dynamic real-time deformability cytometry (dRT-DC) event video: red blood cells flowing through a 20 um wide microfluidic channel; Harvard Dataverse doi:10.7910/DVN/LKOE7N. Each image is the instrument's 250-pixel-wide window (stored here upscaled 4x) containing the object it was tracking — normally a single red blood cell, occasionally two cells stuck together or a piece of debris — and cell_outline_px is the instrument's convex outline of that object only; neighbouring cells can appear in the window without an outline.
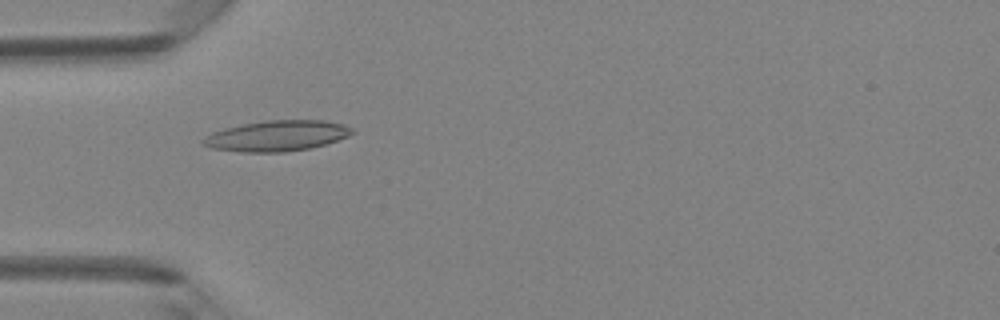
{"species": "Egyptian fruit bat (a non-hibernating species)", "species_latin": "Rousettus aegyptiacus", "temperature_condition": "room temperature", "stored_images_in_passage": 35, "camera_frame_rate_fps": 3000, "um_per_image_px": 0.085, "animal": {"sex": "female"}, "frame": {"image": 1, "passage_image": 2, "time_ms": 0.333, "image_size_px": [1000, 320], "cell_outline_px": [[356, 132], [348, 136], [324, 144], [308, 148], [284, 152], [240, 152], [212, 148], [200, 144], [200, 140], [212, 132], [224, 128], [264, 120], [324, 120], [344, 124], [352, 128]], "centroid_in_image_um": [23.51, 11.54], "position_along_channel_um": 61.5, "area_um2": 26.65}}
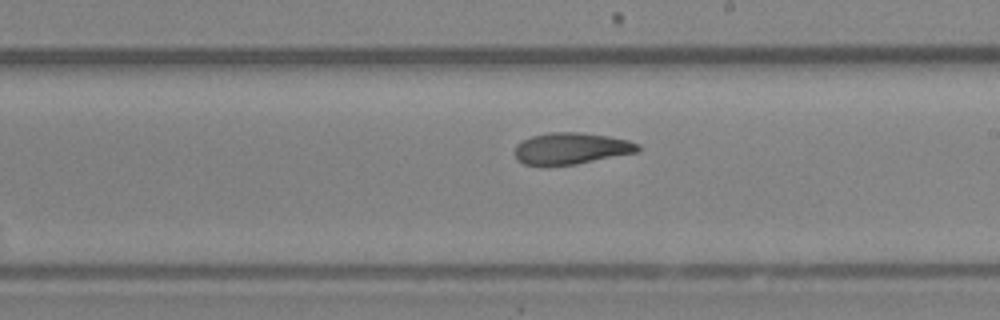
{"frame": {"image": 2, "passage_image": 15, "time_ms": 4.667, "image_size_px": [1000, 320], "cell_outline_px": [[640, 152], [576, 164], [548, 168], [524, 164], [516, 160], [516, 144], [532, 136], [548, 132], [580, 132], [608, 136], [628, 140], [640, 144]], "centroid_in_image_um": [48.55, 12.65], "position_along_channel_um": 240.5, "area_um2": 23.24}}
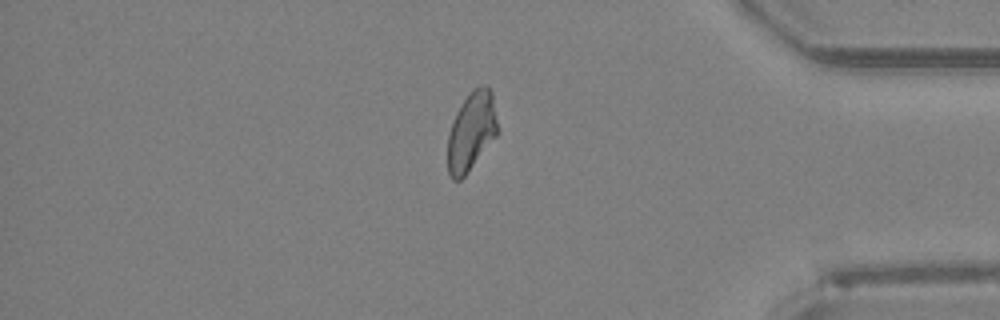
{"frame": {"image": 3, "passage_image": 28, "time_ms": 9.0, "image_size_px": [1000, 320], "cell_outline_px": [[496, 136], [468, 172], [460, 180], [452, 180], [448, 172], [448, 136], [452, 120], [456, 112], [472, 88], [484, 84], [488, 84], [492, 92], [496, 120]], "centroid_in_image_um": [40.05, 11.15], "position_along_channel_um": 395.2, "area_um2": 22.72}, "authors_computed_cell_mechanics": {"area_um2": 23.0044, "velocity_mm_per_s": 4.1977, "shape_relaxation_time_tau1_ms": 7.8131, "shape_relaxation_time_tau2_ms": 3.5251, "deformation_change_tau1": 0.1935, "deformation_change_tau2": 0.1122}}